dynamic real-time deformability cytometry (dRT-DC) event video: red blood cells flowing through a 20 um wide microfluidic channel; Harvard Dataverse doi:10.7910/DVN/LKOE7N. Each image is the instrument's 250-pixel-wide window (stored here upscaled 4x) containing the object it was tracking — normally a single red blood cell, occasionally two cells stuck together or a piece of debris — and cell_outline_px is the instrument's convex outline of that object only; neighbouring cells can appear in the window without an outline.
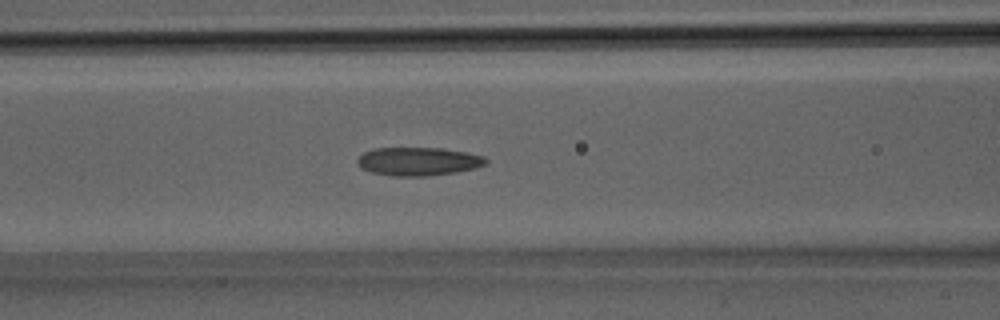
{"species": "Egyptian fruit bat (a non-hibernating species)", "species_latin": "Rousettus aegyptiacus", "temperature_condition": "room temperature", "stored_images_in_passage": 31, "segment_of_instrument_passage": [1, 2], "camera_frame_rate_fps": 3000, "um_per_image_px": 0.085, "animal": {"sex": "male"}, "frame": {"image": 1, "passage_image": 11, "time_ms": 3.333, "image_size_px": [1000, 320], "cell_outline_px": [[488, 160], [484, 164], [476, 168], [456, 172], [428, 176], [392, 176], [372, 172], [360, 168], [356, 160], [364, 152], [372, 148], [440, 148], [468, 152], [484, 156]], "centroid_in_image_um": [35.55, 13.72], "position_along_channel_um": 131.1, "area_um2": 21.33}}
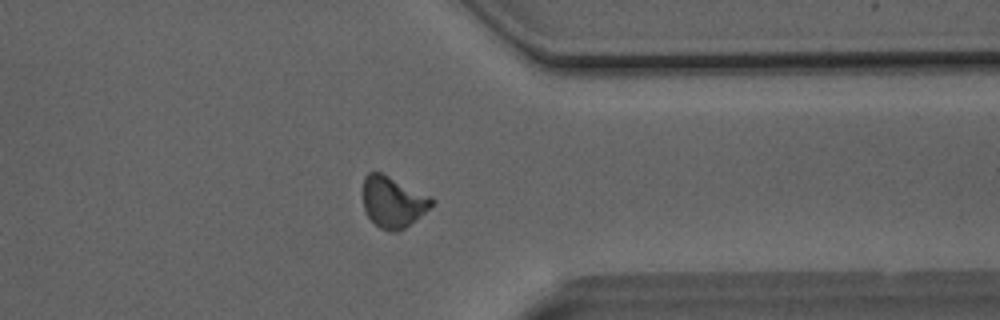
{"frame": {"image": 2, "passage_image": 23, "time_ms": 7.333, "image_size_px": [1000, 320], "cell_outline_px": [[436, 200], [420, 216], [400, 232], [388, 232], [380, 228], [368, 216], [364, 208], [364, 176], [368, 172], [380, 172], [432, 196]], "centroid_in_image_um": [33.42, 17.17], "position_along_channel_um": 378.0, "area_um2": 20.4}}
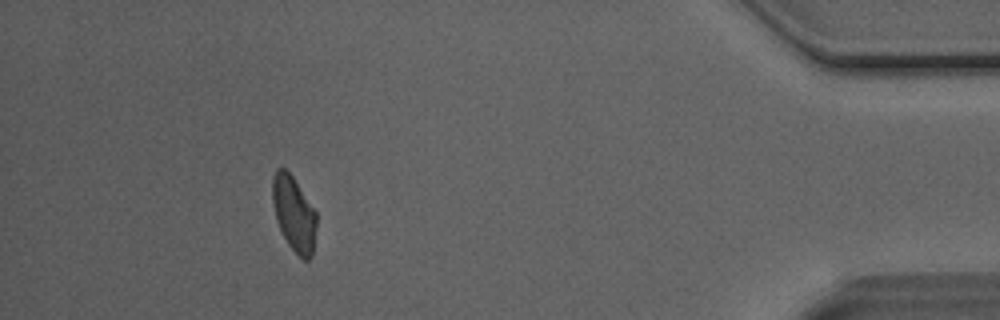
{"frame": {"image": 3, "passage_image": 27, "time_ms": 8.667, "image_size_px": [1000, 320], "cell_outline_px": [[316, 228], [312, 256], [308, 260], [304, 260], [288, 244], [276, 220], [272, 200], [272, 176], [276, 168], [284, 168], [292, 176], [316, 212]], "centroid_in_image_um": [24.97, 18.15], "position_along_channel_um": 410.2, "area_um2": 19.02}}